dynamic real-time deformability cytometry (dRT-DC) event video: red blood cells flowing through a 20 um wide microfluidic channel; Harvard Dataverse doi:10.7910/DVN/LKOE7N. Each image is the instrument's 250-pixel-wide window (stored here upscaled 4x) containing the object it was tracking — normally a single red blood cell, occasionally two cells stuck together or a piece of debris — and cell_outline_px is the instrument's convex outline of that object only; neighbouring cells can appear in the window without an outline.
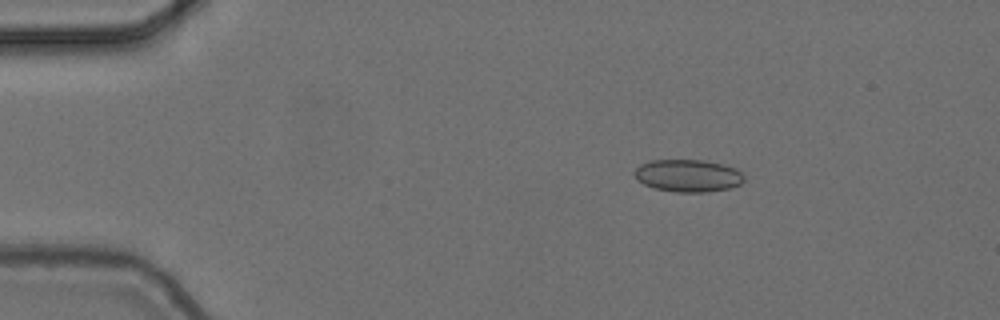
{"species": "common noctule bat (a hibernating species)", "species_latin": "Nyctalus noctula", "temperature_condition": "cold", "stored_images_in_passage": 3, "camera_frame_rate_fps": 3000, "um_per_image_px": 0.085, "animal": {"sex": "female", "body_mass_g": 24.6, "forearm_length_mm": 56.2}, "frame": {"image": 1, "passage_image": 1, "time_ms": 0.0, "image_size_px": [1000, 320], "cell_outline_px": [[744, 180], [740, 184], [732, 188], [708, 192], [676, 192], [656, 188], [644, 184], [636, 180], [632, 172], [640, 164], [652, 160], [704, 160], [736, 168], [744, 176]], "centroid_in_image_um": [58.47, 14.93], "position_along_channel_um": 26.5, "area_um2": 20.81}}